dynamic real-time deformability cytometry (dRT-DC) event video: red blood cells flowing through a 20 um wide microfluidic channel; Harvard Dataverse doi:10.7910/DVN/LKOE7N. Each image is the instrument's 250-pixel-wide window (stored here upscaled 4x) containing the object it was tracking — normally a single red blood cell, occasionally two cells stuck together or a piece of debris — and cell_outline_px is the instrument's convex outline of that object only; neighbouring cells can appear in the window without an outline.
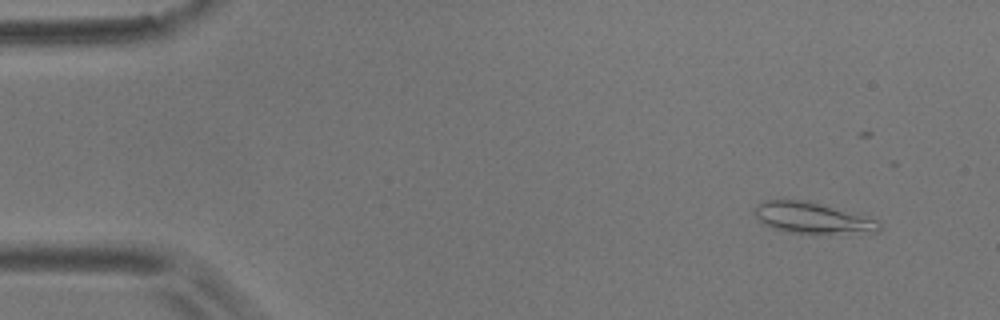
{"species": "common noctule bat (a hibernating species)", "species_latin": "Nyctalus noctula", "temperature_condition": "room temperature", "stored_images_in_passage": 5, "camera_frame_rate_fps": 3000, "um_per_image_px": 0.085, "animal": {"sex": "male", "body_mass_g": 17.9}, "frame": {"image": 1, "passage_image": 1, "time_ms": 0.0, "image_size_px": [1000, 320], "cell_outline_px": [[880, 232], [784, 232], [764, 224], [756, 216], [756, 204], [764, 200], [808, 200], [860, 212], [880, 220]], "centroid_in_image_um": [69.14, 18.48], "position_along_channel_um": 15.9, "area_um2": 22.72}}